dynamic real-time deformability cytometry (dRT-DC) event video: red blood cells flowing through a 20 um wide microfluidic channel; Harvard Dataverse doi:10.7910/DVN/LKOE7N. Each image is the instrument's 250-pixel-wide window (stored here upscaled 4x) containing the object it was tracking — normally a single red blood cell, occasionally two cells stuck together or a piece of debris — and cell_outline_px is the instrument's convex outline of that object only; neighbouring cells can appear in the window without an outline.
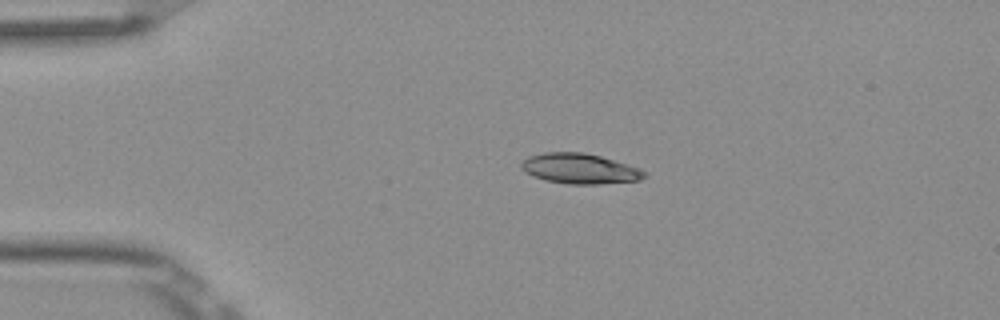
{"species": "Egyptian fruit bat (a non-hibernating species)", "species_latin": "Rousettus aegyptiacus", "temperature_condition": "room temperature", "stored_images_in_passage": 5, "camera_frame_rate_fps": 3000, "um_per_image_px": 0.085, "frame": {"image": 1, "passage_image": 5, "time_ms": 1.333, "image_size_px": [1000, 320], "cell_outline_px": [[648, 176], [640, 180], [596, 184], [568, 184], [544, 180], [532, 176], [524, 172], [520, 168], [520, 164], [528, 156], [544, 152], [584, 152], [600, 156], [640, 168], [648, 172]], "centroid_in_image_um": [49.27, 14.33], "position_along_channel_um": 35.7, "area_um2": 21.91}}